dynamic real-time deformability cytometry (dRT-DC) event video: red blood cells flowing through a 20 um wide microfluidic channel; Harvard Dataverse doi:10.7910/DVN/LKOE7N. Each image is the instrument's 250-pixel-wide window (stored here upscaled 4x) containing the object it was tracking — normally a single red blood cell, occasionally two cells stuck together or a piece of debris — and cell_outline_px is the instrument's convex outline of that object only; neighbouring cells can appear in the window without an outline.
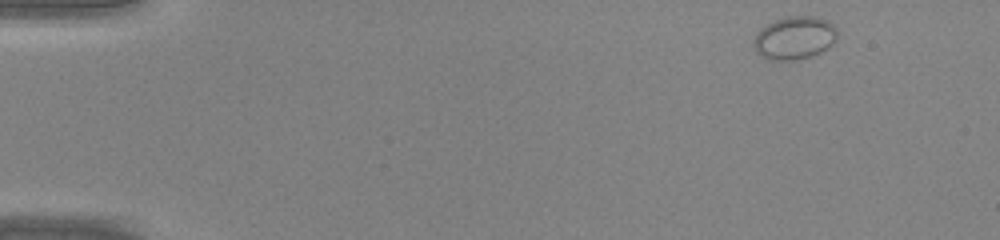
{"species": "common noctule bat (a hibernating species)", "species_latin": "Nyctalus noctula", "temperature_condition": "warm", "stored_images_in_passage": 12, "camera_frame_rate_fps": 3000, "um_per_image_px": 0.085, "animal": {"sex": "male", "body_mass_g": 20.0, "forearm_length_mm": 53.3}, "frame": {"image": 1, "passage_image": 1, "time_ms": 0.0, "image_size_px": [1000, 240], "cell_outline_px": [[836, 40], [828, 48], [812, 56], [796, 60], [772, 60], [756, 52], [752, 44], [752, 40], [756, 32], [768, 24], [776, 20], [788, 16], [816, 16], [828, 20], [836, 28]], "centroid_in_image_um": [67.53, 3.22], "position_along_channel_um": 17.5, "area_um2": 21.04}}
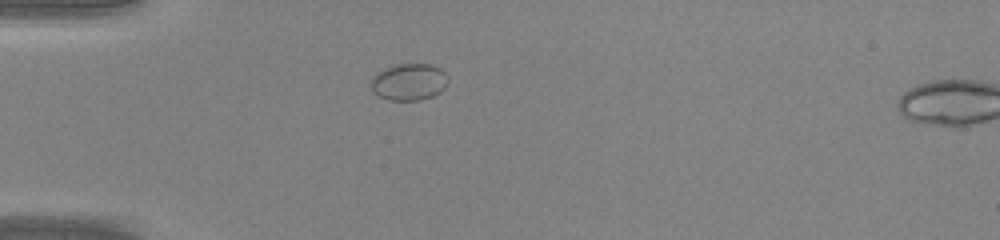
{"frame": {"image": 2, "passage_image": 10, "time_ms": 3.0, "image_size_px": [1000, 240], "cell_outline_px": [[448, 84], [440, 92], [432, 96], [420, 100], [388, 100], [372, 92], [372, 76], [376, 72], [384, 68], [396, 64], [432, 64], [440, 68], [448, 76]], "centroid_in_image_um": [34.77, 6.95], "position_along_channel_um": 50.2, "area_um2": 16.7}}